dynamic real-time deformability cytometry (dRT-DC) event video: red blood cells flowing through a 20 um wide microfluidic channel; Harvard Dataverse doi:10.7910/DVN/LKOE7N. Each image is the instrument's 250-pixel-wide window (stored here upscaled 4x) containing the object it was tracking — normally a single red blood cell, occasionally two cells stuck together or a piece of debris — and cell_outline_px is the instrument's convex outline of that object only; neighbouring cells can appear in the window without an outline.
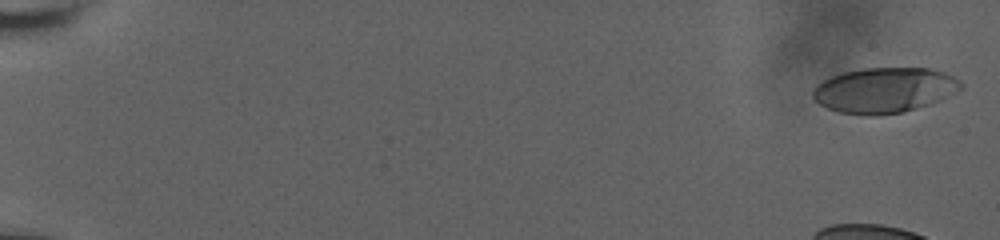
{"species": "human", "species_latin": "Homo sapiens", "temperature_condition": "room temperature", "stored_images_in_passage": 50, "camera_frame_rate_fps": 3000, "um_per_image_px": 0.085, "donor": {"sex": "male"}, "frame": {"image": 1, "passage_image": 2, "time_ms": 0.333, "image_size_px": [1000, 240], "cell_outline_px": [[964, 84], [956, 92], [940, 100], [904, 112], [876, 116], [868, 116], [840, 112], [828, 108], [820, 104], [812, 96], [812, 88], [816, 84], [832, 76], [844, 72], [864, 68], [928, 68], [944, 72], [960, 80]], "centroid_in_image_um": [75.16, 7.67], "position_along_channel_um": 9.8, "area_um2": 39.07}}